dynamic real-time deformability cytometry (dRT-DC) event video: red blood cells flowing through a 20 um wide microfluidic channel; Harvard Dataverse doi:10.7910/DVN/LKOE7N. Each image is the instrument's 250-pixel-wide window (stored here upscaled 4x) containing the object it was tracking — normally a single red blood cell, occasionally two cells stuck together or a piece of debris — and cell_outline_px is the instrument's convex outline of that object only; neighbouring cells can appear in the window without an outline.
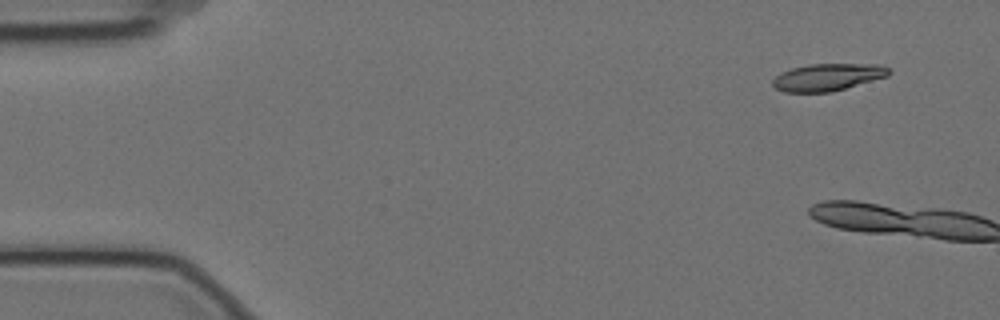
{"species": "Egyptian fruit bat (a non-hibernating species)", "species_latin": "Rousettus aegyptiacus", "temperature_condition": "cold", "stored_images_in_passage": 2, "camera_frame_rate_fps": 3000, "um_per_image_px": 0.085, "animal": {"sex": "female"}, "frame": {"image": 1, "passage_image": 1, "time_ms": 0.0, "image_size_px": [1000, 320], "cell_outline_px": [[892, 72], [888, 76], [832, 92], [784, 92], [776, 88], [772, 84], [772, 80], [780, 72], [792, 68], [808, 64], [880, 64], [888, 68]], "centroid_in_image_um": [70.35, 6.55], "position_along_channel_um": 14.6, "area_um2": 18.5}}